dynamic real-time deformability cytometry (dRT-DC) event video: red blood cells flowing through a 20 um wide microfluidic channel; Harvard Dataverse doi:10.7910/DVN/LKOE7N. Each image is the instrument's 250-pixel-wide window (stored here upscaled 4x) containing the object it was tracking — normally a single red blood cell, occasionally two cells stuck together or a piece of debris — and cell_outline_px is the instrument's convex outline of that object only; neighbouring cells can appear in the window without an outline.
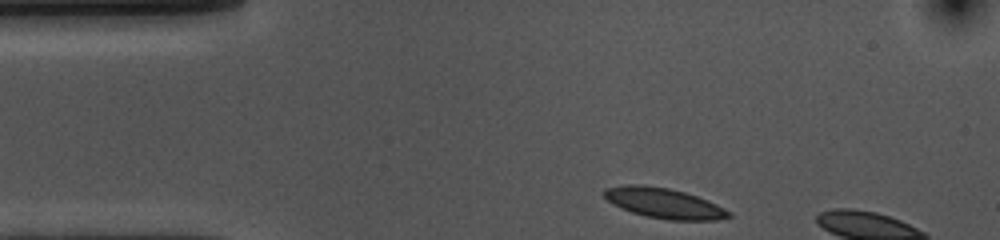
{"species": "common noctule bat (a hibernating species)", "species_latin": "Nyctalus noctula", "temperature_condition": "cold", "stored_images_in_passage": 5, "camera_frame_rate_fps": 3000, "um_per_image_px": 0.085, "animal": {"sex": "female", "body_mass_g": 10.0, "forearm_length_mm": 53.1}, "frame": {"image": 1, "passage_image": 1, "time_ms": 0.0, "image_size_px": [1000, 240], "cell_outline_px": [[732, 216], [716, 220], [668, 220], [648, 216], [632, 212], [612, 204], [604, 196], [604, 188], [624, 184], [644, 184], [668, 188], [684, 192], [708, 200], [732, 212]], "centroid_in_image_um": [56.44, 17.26], "position_along_channel_um": 28.6, "area_um2": 21.96}}